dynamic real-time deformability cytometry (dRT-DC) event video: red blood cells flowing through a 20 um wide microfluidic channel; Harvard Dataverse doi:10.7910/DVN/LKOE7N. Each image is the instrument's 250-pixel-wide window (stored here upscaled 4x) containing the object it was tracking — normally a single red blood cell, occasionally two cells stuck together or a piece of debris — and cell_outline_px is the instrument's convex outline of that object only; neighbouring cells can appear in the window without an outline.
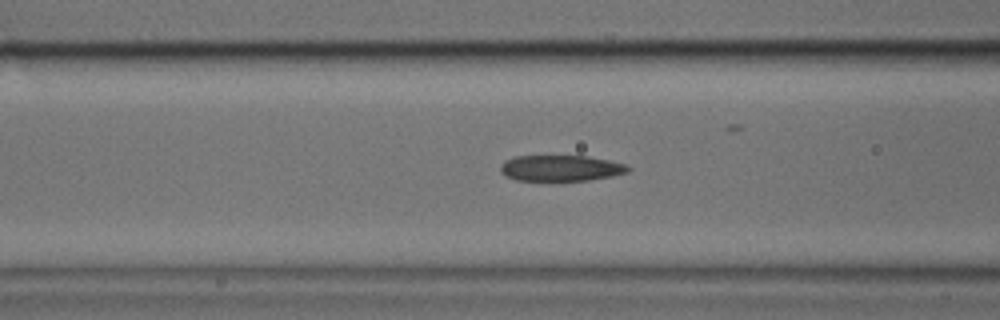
{"species": "common noctule bat (a hibernating species)", "species_latin": "Nyctalus noctula", "temperature_condition": "cold", "stored_images_in_passage": 43, "camera_frame_rate_fps": 3000, "um_per_image_px": 0.085, "animal": {"sex": "male", "body_mass_g": 17.9, "forearm_length_mm": 54.2}, "frame": {"image": 1, "passage_image": 18, "time_ms": 5.667, "image_size_px": [1000, 320], "cell_outline_px": [[632, 168], [628, 172], [612, 176], [588, 180], [516, 180], [504, 176], [500, 172], [500, 164], [504, 160], [516, 156], [588, 156], [628, 164]], "centroid_in_image_um": [47.66, 14.28], "position_along_channel_um": 118.9, "area_um2": 19.42}}
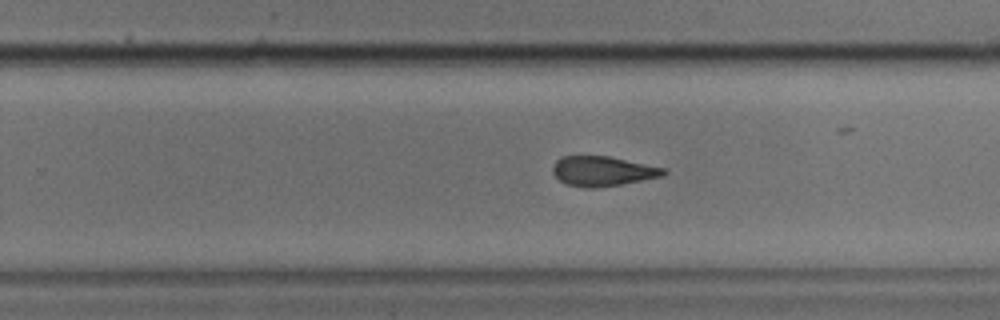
{"frame": {"image": 2, "passage_image": 30, "time_ms": 9.667, "image_size_px": [1000, 320], "cell_outline_px": [[668, 172], [660, 176], [620, 184], [592, 188], [584, 188], [564, 184], [552, 172], [552, 164], [560, 156], [608, 156], [664, 168]], "centroid_in_image_um": [51.14, 14.54], "position_along_channel_um": 278.7, "area_um2": 19.07}}
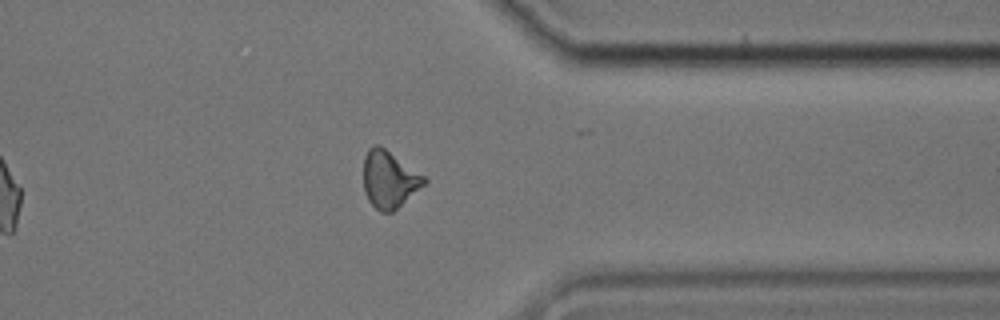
{"frame": {"image": 3, "passage_image": 38, "time_ms": 12.333, "image_size_px": [1000, 320], "cell_outline_px": [[428, 180], [424, 184], [392, 212], [380, 212], [368, 200], [364, 192], [364, 156], [368, 148], [372, 144], [380, 144], [424, 176]], "centroid_in_image_um": [33.05, 15.22], "position_along_channel_um": 378.4, "area_um2": 20.0}}